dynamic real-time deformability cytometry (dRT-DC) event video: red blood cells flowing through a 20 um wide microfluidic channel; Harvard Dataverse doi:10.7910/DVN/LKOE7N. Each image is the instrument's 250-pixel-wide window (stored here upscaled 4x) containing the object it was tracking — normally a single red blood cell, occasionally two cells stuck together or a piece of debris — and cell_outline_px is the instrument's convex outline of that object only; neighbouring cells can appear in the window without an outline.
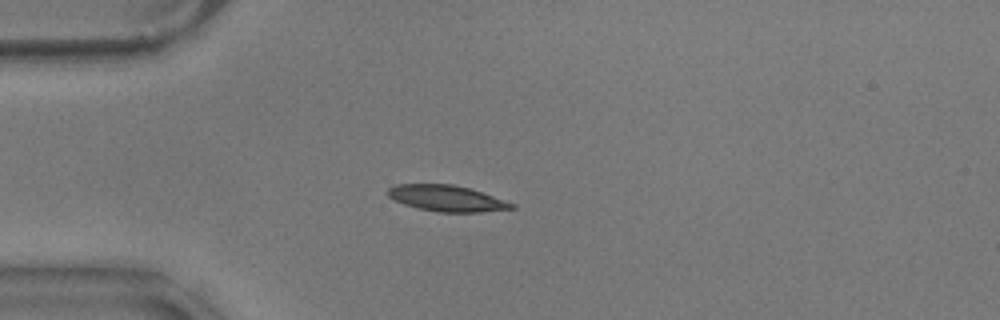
{"species": "common noctule bat (a hibernating species)", "species_latin": "Nyctalus noctula", "temperature_condition": "warm", "stored_images_in_passage": 43, "camera_frame_rate_fps": 3000, "um_per_image_px": 0.085, "animal": {"sex": "male", "body_mass_g": 17.9}, "frame": {"image": 1, "passage_image": 1, "time_ms": 0.0, "image_size_px": [1000, 320], "cell_outline_px": [[516, 208], [480, 212], [440, 212], [416, 208], [404, 204], [388, 196], [388, 188], [396, 184], [452, 184], [468, 188], [516, 204]], "centroid_in_image_um": [37.96, 16.86], "position_along_channel_um": 47.0, "area_um2": 18.61}}
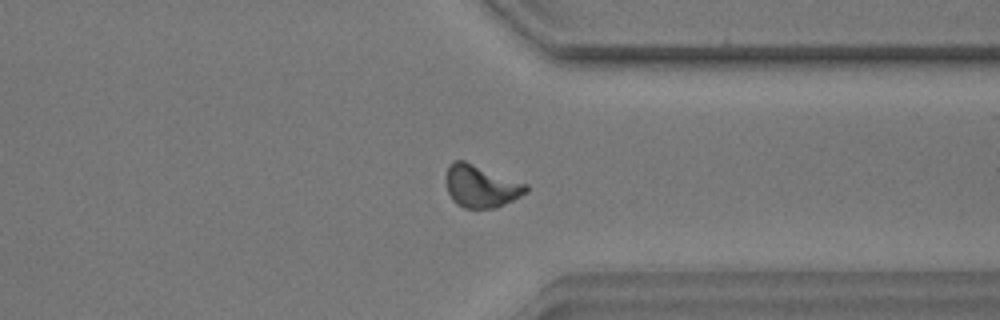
{"frame": {"image": 2, "passage_image": 30, "time_ms": 9.667, "image_size_px": [1000, 320], "cell_outline_px": [[528, 192], [496, 208], [464, 208], [456, 204], [452, 200], [448, 192], [444, 180], [444, 176], [448, 164], [452, 160], [464, 160], [528, 184]], "centroid_in_image_um": [40.84, 15.81], "position_along_channel_um": 370.6, "area_um2": 20.11}}
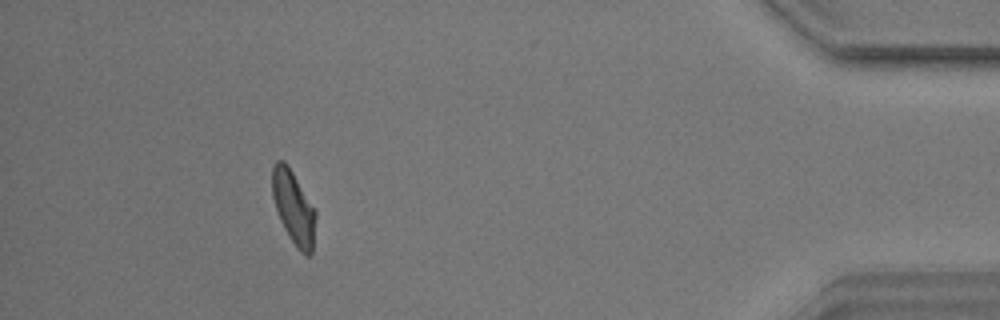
{"frame": {"image": 3, "passage_image": 38, "time_ms": 12.333, "image_size_px": [1000, 320], "cell_outline_px": [[316, 216], [312, 252], [308, 256], [300, 252], [296, 248], [288, 236], [280, 220], [272, 196], [272, 164], [276, 160], [284, 160], [316, 208]], "centroid_in_image_um": [24.96, 17.63], "position_along_channel_um": 410.2, "area_um2": 18.73}, "authors_computed_cell_mechanics": {"area_um2": 18.7272, "velocity_mm_per_s": 3.5213, "shape_relaxation_time_tau1_ms": 4.1161, "shape_relaxation_time_tau2_ms": 2.1085, "deformation_change_tau1": 0.1657, "deformation_change_tau2": 0.081}}